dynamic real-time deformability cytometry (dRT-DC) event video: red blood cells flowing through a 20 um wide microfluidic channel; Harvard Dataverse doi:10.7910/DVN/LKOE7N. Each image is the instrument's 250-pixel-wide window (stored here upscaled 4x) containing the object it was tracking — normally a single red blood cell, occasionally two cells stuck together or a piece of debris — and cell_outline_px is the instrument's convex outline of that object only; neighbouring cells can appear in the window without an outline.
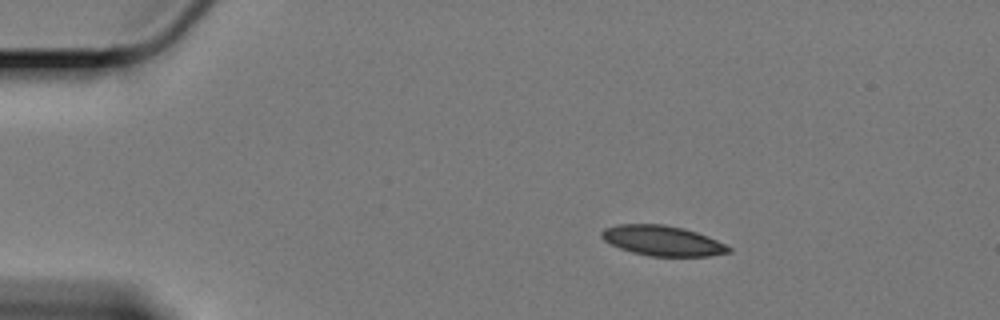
{"species": "Egyptian fruit bat (a non-hibernating species)", "species_latin": "Rousettus aegyptiacus", "temperature_condition": "cold", "stored_images_in_passage": 50, "camera_frame_rate_fps": 3000, "um_per_image_px": 0.085, "animal": {"sex": "female"}, "frame": {"image": 1, "passage_image": 1, "time_ms": 0.0, "image_size_px": [1000, 320], "cell_outline_px": [[732, 252], [708, 256], [648, 256], [632, 252], [620, 248], [604, 240], [600, 236], [600, 232], [604, 228], [616, 224], [664, 224], [684, 228], [708, 236], [732, 248]], "centroid_in_image_um": [56.3, 20.45], "position_along_channel_um": 28.7, "area_um2": 22.37}}
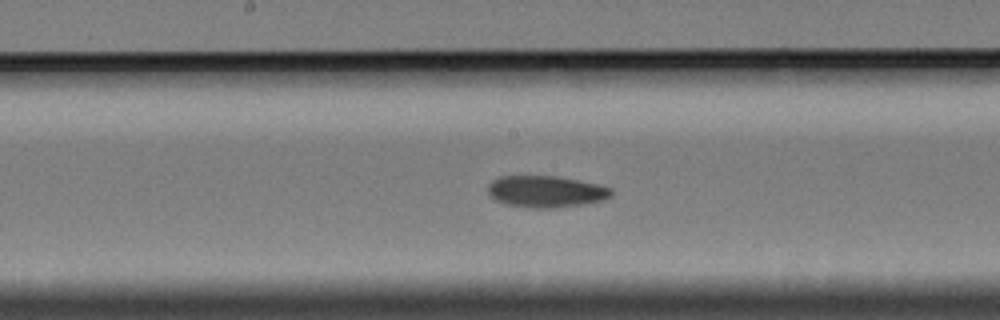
{"frame": {"image": 2, "passage_image": 22, "time_ms": 7.0, "image_size_px": [1000, 320], "cell_outline_px": [[612, 196], [604, 200], [584, 204], [556, 208], [528, 208], [504, 204], [488, 196], [488, 184], [492, 180], [500, 176], [556, 176], [596, 184], [612, 188]], "centroid_in_image_um": [46.37, 16.29], "position_along_channel_um": 201.8, "area_um2": 22.95}}
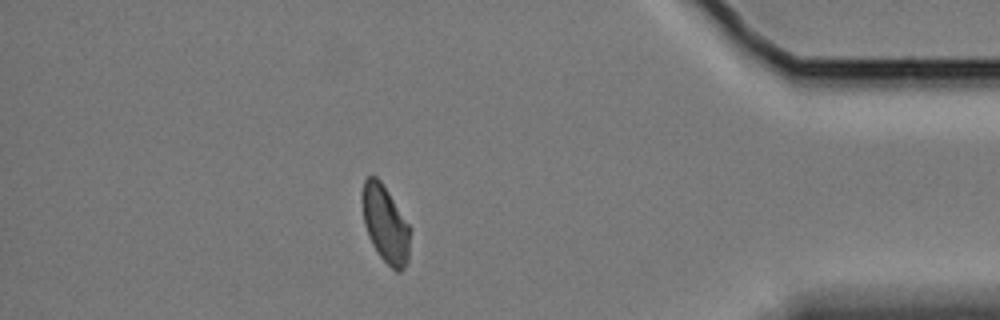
{"frame": {"image": 3, "passage_image": 43, "time_ms": 14.0, "image_size_px": [1000, 320], "cell_outline_px": [[408, 260], [404, 268], [400, 272], [396, 272], [380, 256], [372, 244], [368, 236], [364, 224], [360, 200], [360, 196], [364, 180], [368, 176], [376, 176], [380, 180], [388, 192], [408, 224]], "centroid_in_image_um": [32.69, 19.02], "position_along_channel_um": 402.5, "area_um2": 21.27}, "authors_computed_cell_mechanics": {"area_um2": 22.4842, "velocity_mm_per_s": 3.3677, "shape_relaxation_time_tau1_ms": null, "shape_relaxation_time_tau2_ms": 5.1663, "deformation_change_tau1": null, "deformation_change_tau2": 0.094}}